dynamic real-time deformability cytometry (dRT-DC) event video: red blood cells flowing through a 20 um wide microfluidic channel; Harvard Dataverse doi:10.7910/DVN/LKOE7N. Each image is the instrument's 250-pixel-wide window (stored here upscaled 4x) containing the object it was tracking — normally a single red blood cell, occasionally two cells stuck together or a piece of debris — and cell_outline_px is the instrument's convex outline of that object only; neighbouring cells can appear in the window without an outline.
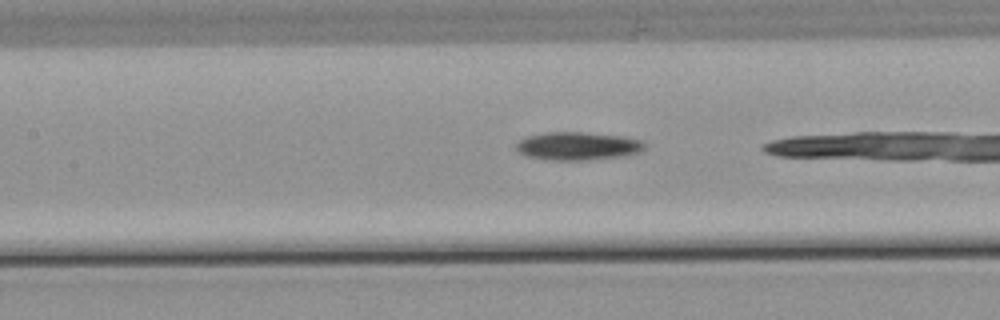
{"species": "common noctule bat (a hibernating species)", "species_latin": "Nyctalus noctula", "temperature_condition": "warm", "stored_images_in_passage": 21, "camera_frame_rate_fps": 3000, "um_per_image_px": 0.085, "animal": {"sex": "male", "body_mass_g": 21.5, "forearm_length_mm": 52.0}, "frame": {"image": 1, "passage_image": 20, "time_ms": 6.333, "image_size_px": [1000, 320], "cell_outline_px": [[644, 148], [640, 152], [628, 156], [592, 160], [552, 160], [528, 156], [520, 152], [516, 148], [516, 144], [520, 140], [528, 136], [544, 132], [580, 132], [620, 136], [640, 140], [644, 144]], "centroid_in_image_um": [49.13, 12.42], "position_along_channel_um": 158.3, "area_um2": 20.98}}